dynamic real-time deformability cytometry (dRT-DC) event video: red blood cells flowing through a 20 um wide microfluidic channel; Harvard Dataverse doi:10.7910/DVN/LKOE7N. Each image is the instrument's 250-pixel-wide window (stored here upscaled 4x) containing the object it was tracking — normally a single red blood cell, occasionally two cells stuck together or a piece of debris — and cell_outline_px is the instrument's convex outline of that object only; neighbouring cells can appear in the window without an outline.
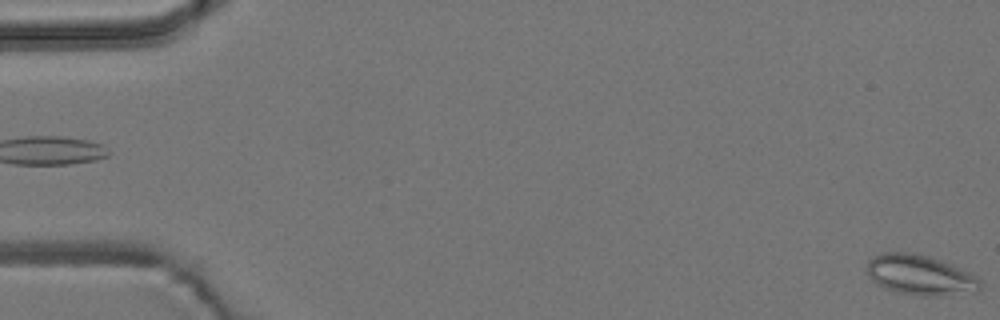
{"species": "common noctule bat (a hibernating species)", "species_latin": "Nyctalus noctula", "temperature_condition": "room temperature", "stored_images_in_passage": 6, "segment_of_instrument_passage": [2, 2], "camera_frame_rate_fps": 3000, "um_per_image_px": 0.085, "animal": {"sex": "male", "body_mass_g": 19.2, "forearm_length_mm": 51.8}, "frame": {"image": 1, "passage_image": 6, "time_ms": 5.667, "image_size_px": [1000, 320], "cell_outline_px": [[980, 292], [940, 296], [924, 296], [896, 292], [884, 288], [876, 284], [868, 276], [868, 260], [872, 256], [880, 252], [916, 252], [952, 264], [976, 276], [980, 280]], "centroid_in_image_um": [78.21, 23.38], "position_along_channel_um": 6.8, "area_um2": 26.88}}